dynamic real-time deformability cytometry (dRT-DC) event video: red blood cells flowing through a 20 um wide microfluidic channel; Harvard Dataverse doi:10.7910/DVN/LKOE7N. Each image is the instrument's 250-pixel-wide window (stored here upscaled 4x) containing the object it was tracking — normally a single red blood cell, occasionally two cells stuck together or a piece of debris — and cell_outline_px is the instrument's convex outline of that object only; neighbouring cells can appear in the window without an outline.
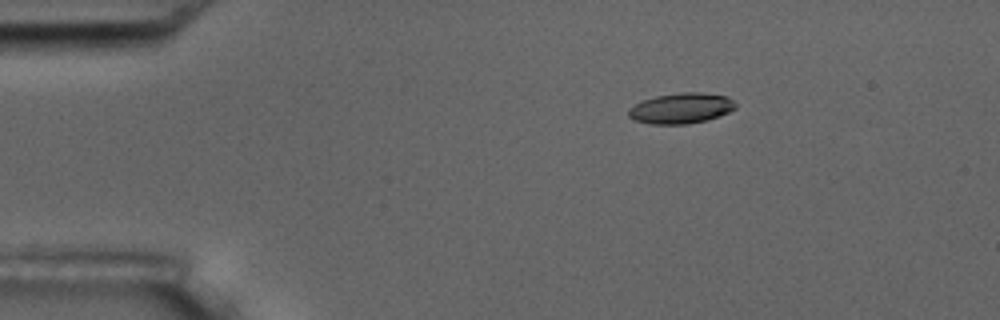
{"species": "common noctule bat (a hibernating species)", "species_latin": "Nyctalus noctula", "temperature_condition": "room temperature", "stored_images_in_passage": 5, "camera_frame_rate_fps": 3000, "um_per_image_px": 0.085, "animal": {"sex": "male", "body_mass_g": 17.5, "forearm_length_mm": 52.3}, "frame": {"image": 1, "passage_image": 3, "time_ms": 2.333, "image_size_px": [1000, 320], "cell_outline_px": [[736, 108], [728, 112], [708, 120], [688, 124], [652, 124], [636, 120], [628, 116], [628, 108], [644, 100], [656, 96], [684, 92], [700, 92], [728, 96], [736, 104]], "centroid_in_image_um": [57.91, 9.2], "position_along_channel_um": 27.1, "area_um2": 18.96}}